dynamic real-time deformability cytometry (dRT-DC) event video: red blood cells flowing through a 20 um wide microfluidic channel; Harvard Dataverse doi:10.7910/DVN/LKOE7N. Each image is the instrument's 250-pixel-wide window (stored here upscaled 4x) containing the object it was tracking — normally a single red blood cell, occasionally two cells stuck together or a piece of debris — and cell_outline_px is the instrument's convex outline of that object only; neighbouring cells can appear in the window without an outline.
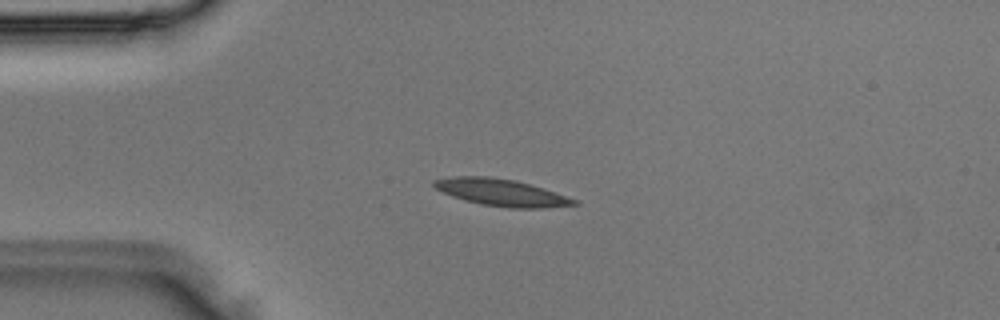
{"species": "Egyptian fruit bat (a non-hibernating species)", "species_latin": "Rousettus aegyptiacus", "temperature_condition": "room temperature", "stored_images_in_passage": 4, "camera_frame_rate_fps": 3000, "um_per_image_px": 0.085, "animal": {"sex": "male"}, "frame": {"image": 1, "passage_image": 3, "time_ms": 0.667, "image_size_px": [1000, 320], "cell_outline_px": [[580, 204], [540, 208], [512, 208], [480, 204], [464, 200], [452, 196], [436, 188], [432, 184], [432, 180], [452, 176], [488, 176], [516, 180], [544, 188], [576, 200]], "centroid_in_image_um": [42.58, 16.35], "position_along_channel_um": 42.4, "area_um2": 21.91}}